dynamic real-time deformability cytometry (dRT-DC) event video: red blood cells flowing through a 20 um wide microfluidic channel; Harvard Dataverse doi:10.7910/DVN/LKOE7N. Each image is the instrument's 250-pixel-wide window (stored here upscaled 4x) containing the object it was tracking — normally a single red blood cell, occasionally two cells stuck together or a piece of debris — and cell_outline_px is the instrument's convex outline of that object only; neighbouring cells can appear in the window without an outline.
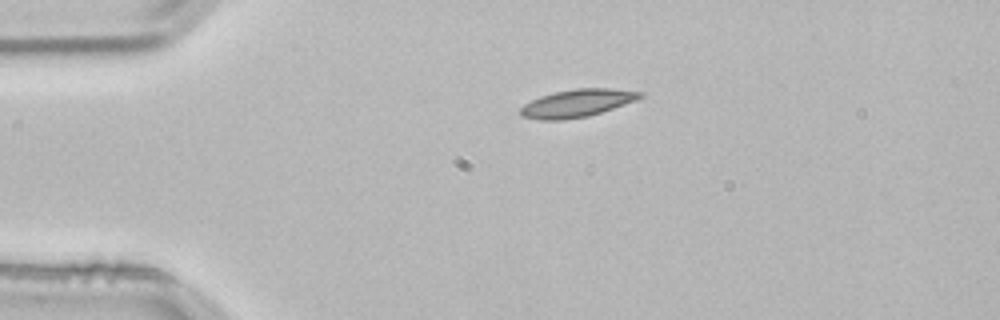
{"species": "common noctule bat (a hibernating species)", "species_latin": "Nyctalus noctula", "temperature_condition": "room temperature", "stored_images_in_passage": 3, "camera_frame_rate_fps": 3000, "um_per_image_px": 0.085, "animal": {"sex": "male", "body_mass_g": 21.5, "forearm_length_mm": 52.0}, "frame": {"image": 1, "passage_image": 3, "time_ms": 0.667, "image_size_px": [1000, 320], "cell_outline_px": [[644, 96], [636, 100], [588, 116], [560, 120], [540, 120], [520, 116], [520, 108], [524, 104], [540, 96], [556, 92], [576, 88], [612, 88], [644, 92]], "centroid_in_image_um": [49.05, 8.76], "position_along_channel_um": 36.0, "area_um2": 19.19}}